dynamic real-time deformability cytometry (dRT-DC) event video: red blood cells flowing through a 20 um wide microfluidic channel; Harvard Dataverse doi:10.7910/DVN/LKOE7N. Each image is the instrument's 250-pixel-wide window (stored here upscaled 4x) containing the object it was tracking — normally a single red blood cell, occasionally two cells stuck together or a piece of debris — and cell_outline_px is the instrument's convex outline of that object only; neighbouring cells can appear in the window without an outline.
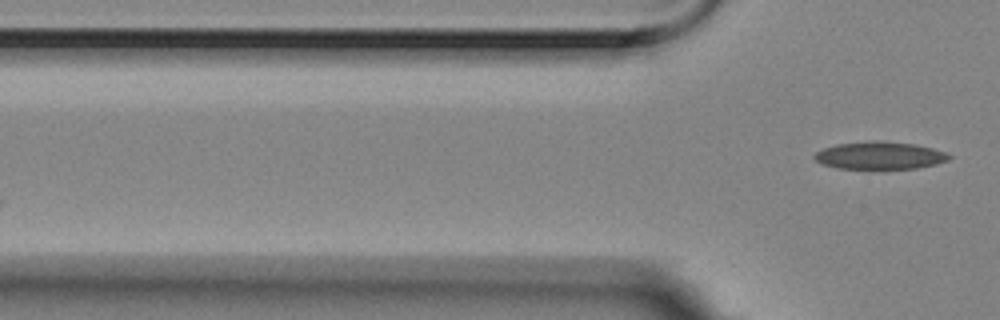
{"species": "Egyptian fruit bat (a non-hibernating species)", "species_latin": "Rousettus aegyptiacus", "temperature_condition": "room temperature", "stored_images_in_passage": 2, "camera_frame_rate_fps": 3000, "um_per_image_px": 0.085, "animal": {"sex": "female"}, "frame": {"image": 1, "passage_image": 2, "time_ms": 0.333, "image_size_px": [1000, 320], "cell_outline_px": [[952, 156], [948, 160], [936, 164], [916, 168], [836, 168], [820, 164], [812, 156], [816, 152], [824, 148], [836, 144], [872, 140], [880, 140], [916, 144], [932, 148], [944, 152]], "centroid_in_image_um": [74.75, 13.2], "position_along_channel_um": 51.1, "area_um2": 21.62}}